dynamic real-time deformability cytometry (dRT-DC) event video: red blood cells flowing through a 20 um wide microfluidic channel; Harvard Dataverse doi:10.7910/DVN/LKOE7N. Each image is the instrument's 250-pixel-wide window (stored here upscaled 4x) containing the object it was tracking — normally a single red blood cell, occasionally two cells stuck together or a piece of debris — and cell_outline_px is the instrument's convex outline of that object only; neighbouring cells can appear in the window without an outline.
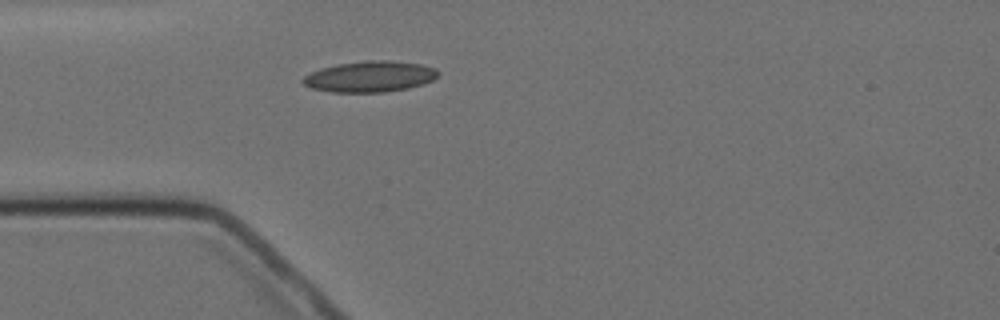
{"species": "Egyptian fruit bat (a non-hibernating species)", "species_latin": "Rousettus aegyptiacus", "temperature_condition": "cold", "stored_images_in_passage": 1, "camera_frame_rate_fps": 3000, "um_per_image_px": 0.085, "animal": {"sex": "female"}, "frame": {"image": 1, "passage_image": 1, "time_ms": 0.0, "image_size_px": [1000, 320], "cell_outline_px": [[440, 72], [432, 80], [424, 84], [408, 88], [384, 92], [332, 92], [312, 88], [304, 84], [300, 80], [304, 76], [320, 68], [340, 64], [372, 60], [384, 60], [420, 64], [436, 68]], "centroid_in_image_um": [31.45, 6.51], "position_along_channel_um": 53.6, "area_um2": 24.16}}